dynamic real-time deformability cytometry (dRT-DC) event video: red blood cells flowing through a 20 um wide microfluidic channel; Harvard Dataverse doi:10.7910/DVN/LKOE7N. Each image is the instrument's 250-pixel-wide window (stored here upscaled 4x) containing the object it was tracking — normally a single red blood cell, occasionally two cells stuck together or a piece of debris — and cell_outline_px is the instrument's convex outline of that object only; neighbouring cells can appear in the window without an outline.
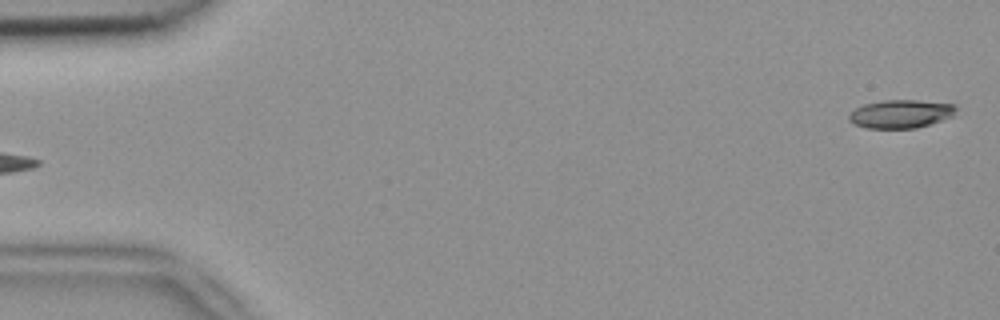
{"species": "common noctule bat (a hibernating species)", "species_latin": "Nyctalus noctula", "temperature_condition": "room temperature", "stored_images_in_passage": 4, "segment_of_instrument_passage": [2, 2], "camera_frame_rate_fps": 3000, "um_per_image_px": 0.085, "animal": {"sex": "female", "body_mass_g": 18.4}, "frame": {"image": 1, "passage_image": 4, "time_ms": 1.0, "image_size_px": [1000, 320], "cell_outline_px": [[956, 108], [952, 116], [916, 128], [868, 128], [856, 124], [848, 120], [848, 116], [856, 108], [864, 104], [884, 100], [916, 100], [956, 104]], "centroid_in_image_um": [76.56, 9.67], "position_along_channel_um": 8.4, "area_um2": 17.4}}